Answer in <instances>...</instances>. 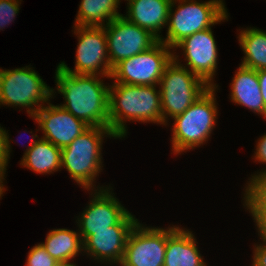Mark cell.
I'll use <instances>...</instances> for the list:
<instances>
[{
    "label": "cell",
    "instance_id": "25",
    "mask_svg": "<svg viewBox=\"0 0 266 266\" xmlns=\"http://www.w3.org/2000/svg\"><path fill=\"white\" fill-rule=\"evenodd\" d=\"M19 0H0V30L9 25L19 12Z\"/></svg>",
    "mask_w": 266,
    "mask_h": 266
},
{
    "label": "cell",
    "instance_id": "12",
    "mask_svg": "<svg viewBox=\"0 0 266 266\" xmlns=\"http://www.w3.org/2000/svg\"><path fill=\"white\" fill-rule=\"evenodd\" d=\"M102 188V189H101ZM98 187L94 190L93 198L87 208L78 218L79 234L84 242L94 231L112 230L129 211L113 196L109 187Z\"/></svg>",
    "mask_w": 266,
    "mask_h": 266
},
{
    "label": "cell",
    "instance_id": "2",
    "mask_svg": "<svg viewBox=\"0 0 266 266\" xmlns=\"http://www.w3.org/2000/svg\"><path fill=\"white\" fill-rule=\"evenodd\" d=\"M126 120L162 124L160 90L113 82L109 88V128L117 138L127 134Z\"/></svg>",
    "mask_w": 266,
    "mask_h": 266
},
{
    "label": "cell",
    "instance_id": "32",
    "mask_svg": "<svg viewBox=\"0 0 266 266\" xmlns=\"http://www.w3.org/2000/svg\"><path fill=\"white\" fill-rule=\"evenodd\" d=\"M59 266H76L74 263H70V264H60Z\"/></svg>",
    "mask_w": 266,
    "mask_h": 266
},
{
    "label": "cell",
    "instance_id": "7",
    "mask_svg": "<svg viewBox=\"0 0 266 266\" xmlns=\"http://www.w3.org/2000/svg\"><path fill=\"white\" fill-rule=\"evenodd\" d=\"M53 93L54 89L29 66L13 70L0 68V105L27 107V113L33 117L43 106L39 102L48 103Z\"/></svg>",
    "mask_w": 266,
    "mask_h": 266
},
{
    "label": "cell",
    "instance_id": "8",
    "mask_svg": "<svg viewBox=\"0 0 266 266\" xmlns=\"http://www.w3.org/2000/svg\"><path fill=\"white\" fill-rule=\"evenodd\" d=\"M164 42L158 41L149 50L123 59L117 63L111 74L116 83L139 86H156L165 67L172 61L174 53Z\"/></svg>",
    "mask_w": 266,
    "mask_h": 266
},
{
    "label": "cell",
    "instance_id": "15",
    "mask_svg": "<svg viewBox=\"0 0 266 266\" xmlns=\"http://www.w3.org/2000/svg\"><path fill=\"white\" fill-rule=\"evenodd\" d=\"M43 105L33 116L43 130L42 139L50 141L56 147L68 146L77 136L85 132L88 126L59 105L50 102Z\"/></svg>",
    "mask_w": 266,
    "mask_h": 266
},
{
    "label": "cell",
    "instance_id": "10",
    "mask_svg": "<svg viewBox=\"0 0 266 266\" xmlns=\"http://www.w3.org/2000/svg\"><path fill=\"white\" fill-rule=\"evenodd\" d=\"M104 29L112 68L123 59L149 50L159 41L149 31L129 22L123 15L104 25Z\"/></svg>",
    "mask_w": 266,
    "mask_h": 266
},
{
    "label": "cell",
    "instance_id": "1",
    "mask_svg": "<svg viewBox=\"0 0 266 266\" xmlns=\"http://www.w3.org/2000/svg\"><path fill=\"white\" fill-rule=\"evenodd\" d=\"M57 91L65 99L60 105L90 127L109 128V88L96 75L65 72L57 66Z\"/></svg>",
    "mask_w": 266,
    "mask_h": 266
},
{
    "label": "cell",
    "instance_id": "19",
    "mask_svg": "<svg viewBox=\"0 0 266 266\" xmlns=\"http://www.w3.org/2000/svg\"><path fill=\"white\" fill-rule=\"evenodd\" d=\"M36 137L38 136L32 135L33 140L25 151L20 165L39 174L58 171L61 168V148L39 137L36 140Z\"/></svg>",
    "mask_w": 266,
    "mask_h": 266
},
{
    "label": "cell",
    "instance_id": "16",
    "mask_svg": "<svg viewBox=\"0 0 266 266\" xmlns=\"http://www.w3.org/2000/svg\"><path fill=\"white\" fill-rule=\"evenodd\" d=\"M196 244L191 231L168 227L164 266H207Z\"/></svg>",
    "mask_w": 266,
    "mask_h": 266
},
{
    "label": "cell",
    "instance_id": "4",
    "mask_svg": "<svg viewBox=\"0 0 266 266\" xmlns=\"http://www.w3.org/2000/svg\"><path fill=\"white\" fill-rule=\"evenodd\" d=\"M106 134L117 138L110 128L89 127L61 149V168L67 169L84 189L93 190V182L102 170L101 148Z\"/></svg>",
    "mask_w": 266,
    "mask_h": 266
},
{
    "label": "cell",
    "instance_id": "29",
    "mask_svg": "<svg viewBox=\"0 0 266 266\" xmlns=\"http://www.w3.org/2000/svg\"><path fill=\"white\" fill-rule=\"evenodd\" d=\"M252 266H266V242L255 245Z\"/></svg>",
    "mask_w": 266,
    "mask_h": 266
},
{
    "label": "cell",
    "instance_id": "9",
    "mask_svg": "<svg viewBox=\"0 0 266 266\" xmlns=\"http://www.w3.org/2000/svg\"><path fill=\"white\" fill-rule=\"evenodd\" d=\"M74 33L78 37L74 70L64 62L58 67L65 72L80 75H100L110 78L112 67L108 58L107 38L104 26H77ZM100 71V72H99Z\"/></svg>",
    "mask_w": 266,
    "mask_h": 266
},
{
    "label": "cell",
    "instance_id": "13",
    "mask_svg": "<svg viewBox=\"0 0 266 266\" xmlns=\"http://www.w3.org/2000/svg\"><path fill=\"white\" fill-rule=\"evenodd\" d=\"M137 219L129 212L112 230L94 231L83 242V251L99 262L121 264L124 257L128 236Z\"/></svg>",
    "mask_w": 266,
    "mask_h": 266
},
{
    "label": "cell",
    "instance_id": "11",
    "mask_svg": "<svg viewBox=\"0 0 266 266\" xmlns=\"http://www.w3.org/2000/svg\"><path fill=\"white\" fill-rule=\"evenodd\" d=\"M166 244L167 228H149L137 222L119 266H164Z\"/></svg>",
    "mask_w": 266,
    "mask_h": 266
},
{
    "label": "cell",
    "instance_id": "24",
    "mask_svg": "<svg viewBox=\"0 0 266 266\" xmlns=\"http://www.w3.org/2000/svg\"><path fill=\"white\" fill-rule=\"evenodd\" d=\"M26 266H59L60 263L39 243L33 246L27 256Z\"/></svg>",
    "mask_w": 266,
    "mask_h": 266
},
{
    "label": "cell",
    "instance_id": "33",
    "mask_svg": "<svg viewBox=\"0 0 266 266\" xmlns=\"http://www.w3.org/2000/svg\"><path fill=\"white\" fill-rule=\"evenodd\" d=\"M4 191L5 189H0V198L2 197Z\"/></svg>",
    "mask_w": 266,
    "mask_h": 266
},
{
    "label": "cell",
    "instance_id": "31",
    "mask_svg": "<svg viewBox=\"0 0 266 266\" xmlns=\"http://www.w3.org/2000/svg\"><path fill=\"white\" fill-rule=\"evenodd\" d=\"M7 164L4 161H0V189H5L3 183Z\"/></svg>",
    "mask_w": 266,
    "mask_h": 266
},
{
    "label": "cell",
    "instance_id": "30",
    "mask_svg": "<svg viewBox=\"0 0 266 266\" xmlns=\"http://www.w3.org/2000/svg\"><path fill=\"white\" fill-rule=\"evenodd\" d=\"M257 77L260 84V90L264 101L265 118H266V69L257 71Z\"/></svg>",
    "mask_w": 266,
    "mask_h": 266
},
{
    "label": "cell",
    "instance_id": "14",
    "mask_svg": "<svg viewBox=\"0 0 266 266\" xmlns=\"http://www.w3.org/2000/svg\"><path fill=\"white\" fill-rule=\"evenodd\" d=\"M175 48L183 50L187 69L201 78L208 86H216L213 77L217 69V47L211 28L185 37Z\"/></svg>",
    "mask_w": 266,
    "mask_h": 266
},
{
    "label": "cell",
    "instance_id": "20",
    "mask_svg": "<svg viewBox=\"0 0 266 266\" xmlns=\"http://www.w3.org/2000/svg\"><path fill=\"white\" fill-rule=\"evenodd\" d=\"M40 244L60 264H70V261L83 250L79 232L65 228L51 230L45 242Z\"/></svg>",
    "mask_w": 266,
    "mask_h": 266
},
{
    "label": "cell",
    "instance_id": "5",
    "mask_svg": "<svg viewBox=\"0 0 266 266\" xmlns=\"http://www.w3.org/2000/svg\"><path fill=\"white\" fill-rule=\"evenodd\" d=\"M176 2L179 4L174 12L173 7ZM227 19L228 14L223 0H209L203 3L196 0H172L168 16L167 37L159 41L174 49L185 37L211 28Z\"/></svg>",
    "mask_w": 266,
    "mask_h": 266
},
{
    "label": "cell",
    "instance_id": "22",
    "mask_svg": "<svg viewBox=\"0 0 266 266\" xmlns=\"http://www.w3.org/2000/svg\"><path fill=\"white\" fill-rule=\"evenodd\" d=\"M239 43L245 57L241 66L254 69H266V32L257 28L241 30Z\"/></svg>",
    "mask_w": 266,
    "mask_h": 266
},
{
    "label": "cell",
    "instance_id": "23",
    "mask_svg": "<svg viewBox=\"0 0 266 266\" xmlns=\"http://www.w3.org/2000/svg\"><path fill=\"white\" fill-rule=\"evenodd\" d=\"M245 205L247 208H266V175L254 184L246 185Z\"/></svg>",
    "mask_w": 266,
    "mask_h": 266
},
{
    "label": "cell",
    "instance_id": "27",
    "mask_svg": "<svg viewBox=\"0 0 266 266\" xmlns=\"http://www.w3.org/2000/svg\"><path fill=\"white\" fill-rule=\"evenodd\" d=\"M254 217L261 240L266 242V208H247Z\"/></svg>",
    "mask_w": 266,
    "mask_h": 266
},
{
    "label": "cell",
    "instance_id": "18",
    "mask_svg": "<svg viewBox=\"0 0 266 266\" xmlns=\"http://www.w3.org/2000/svg\"><path fill=\"white\" fill-rule=\"evenodd\" d=\"M231 85V101L247 107L265 118L264 101L257 77V70L239 65Z\"/></svg>",
    "mask_w": 266,
    "mask_h": 266
},
{
    "label": "cell",
    "instance_id": "3",
    "mask_svg": "<svg viewBox=\"0 0 266 266\" xmlns=\"http://www.w3.org/2000/svg\"><path fill=\"white\" fill-rule=\"evenodd\" d=\"M217 87H209L185 112L173 118L171 144L174 154H181L208 141L217 119Z\"/></svg>",
    "mask_w": 266,
    "mask_h": 266
},
{
    "label": "cell",
    "instance_id": "28",
    "mask_svg": "<svg viewBox=\"0 0 266 266\" xmlns=\"http://www.w3.org/2000/svg\"><path fill=\"white\" fill-rule=\"evenodd\" d=\"M10 144L8 132L0 126V161H4L7 165L10 158Z\"/></svg>",
    "mask_w": 266,
    "mask_h": 266
},
{
    "label": "cell",
    "instance_id": "6",
    "mask_svg": "<svg viewBox=\"0 0 266 266\" xmlns=\"http://www.w3.org/2000/svg\"><path fill=\"white\" fill-rule=\"evenodd\" d=\"M159 85L163 125H167L168 117L185 112L210 87L180 64L177 55L165 67Z\"/></svg>",
    "mask_w": 266,
    "mask_h": 266
},
{
    "label": "cell",
    "instance_id": "26",
    "mask_svg": "<svg viewBox=\"0 0 266 266\" xmlns=\"http://www.w3.org/2000/svg\"><path fill=\"white\" fill-rule=\"evenodd\" d=\"M255 153V161H259L260 163L266 164V134L263 135L259 140L258 144L256 146V152ZM266 175V170L257 173L256 175H253L252 178H250V181L248 185L254 184L259 178Z\"/></svg>",
    "mask_w": 266,
    "mask_h": 266
},
{
    "label": "cell",
    "instance_id": "21",
    "mask_svg": "<svg viewBox=\"0 0 266 266\" xmlns=\"http://www.w3.org/2000/svg\"><path fill=\"white\" fill-rule=\"evenodd\" d=\"M119 3L120 0H81L75 25L91 27L107 25L114 18L123 15L117 11Z\"/></svg>",
    "mask_w": 266,
    "mask_h": 266
},
{
    "label": "cell",
    "instance_id": "17",
    "mask_svg": "<svg viewBox=\"0 0 266 266\" xmlns=\"http://www.w3.org/2000/svg\"><path fill=\"white\" fill-rule=\"evenodd\" d=\"M129 22L149 31L158 40L162 28L168 24L169 9L172 0H127Z\"/></svg>",
    "mask_w": 266,
    "mask_h": 266
}]
</instances>
